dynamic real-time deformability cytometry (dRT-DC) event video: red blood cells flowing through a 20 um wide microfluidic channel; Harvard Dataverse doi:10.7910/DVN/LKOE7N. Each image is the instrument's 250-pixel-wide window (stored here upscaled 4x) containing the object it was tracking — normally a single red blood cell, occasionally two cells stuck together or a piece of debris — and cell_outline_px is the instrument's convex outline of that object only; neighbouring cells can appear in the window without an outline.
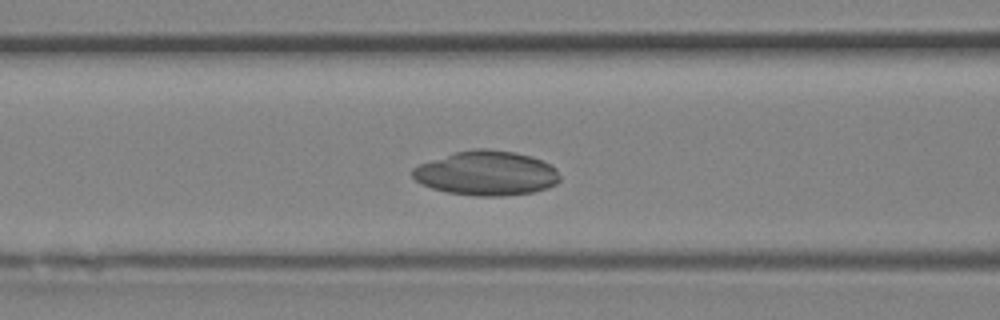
{"species": "Egyptian fruit bat (a non-hibernating species)", "species_latin": "Rousettus aegyptiacus", "temperature_condition": "room temperature", "stored_images_in_passage": 32, "camera_frame_rate_fps": 3000, "um_per_image_px": 0.085, "animal": {"sex": "female"}, "frame": {"image": 1, "passage_image": 14, "time_ms": 4.333, "image_size_px": [1000, 320], "cell_outline_px": [[560, 180], [556, 184], [548, 188], [532, 192], [500, 196], [476, 196], [448, 192], [432, 188], [420, 184], [412, 176], [412, 168], [420, 164], [452, 152], [476, 148], [488, 148], [516, 152], [532, 156], [556, 168], [560, 176]], "centroid_in_image_um": [41.34, 14.71], "position_along_channel_um": 125.3, "area_um2": 38.38}}
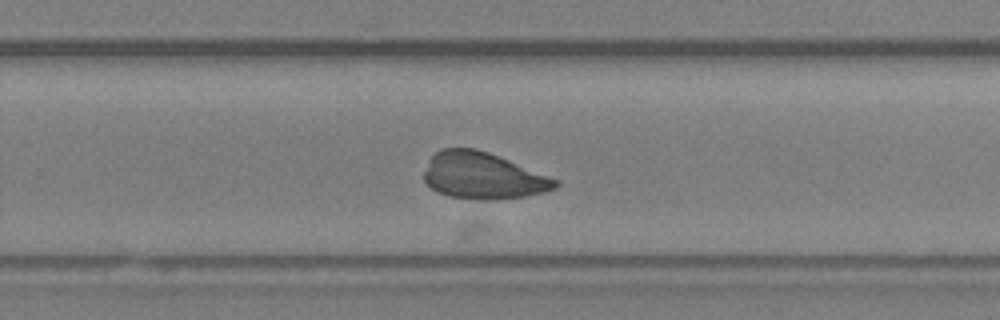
{"frame": {"image": 2, "passage_image": 22, "time_ms": 7.0, "image_size_px": [1000, 320], "cell_outline_px": [[560, 184], [556, 188], [544, 192], [524, 196], [500, 200], [476, 200], [448, 196], [436, 192], [424, 180], [424, 172], [432, 156], [436, 152], [444, 148], [476, 148], [488, 152], [560, 180]], "centroid_in_image_um": [41.07, 14.96], "position_along_channel_um": 288.7, "area_um2": 35.72}}
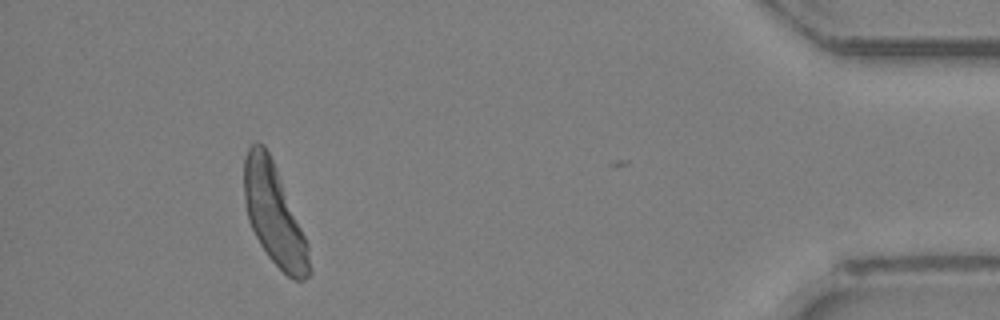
{"frame": {"image": 3, "passage_image": 31, "time_ms": 10.0, "image_size_px": [1000, 320], "cell_outline_px": [[312, 272], [304, 280], [292, 280], [268, 256], [260, 244], [248, 220], [244, 200], [244, 160], [248, 148], [256, 140], [264, 144], [276, 168], [308, 244], [312, 268]], "centroid_in_image_um": [23.29, 18.26], "position_along_channel_um": 411.9, "area_um2": 37.8}}